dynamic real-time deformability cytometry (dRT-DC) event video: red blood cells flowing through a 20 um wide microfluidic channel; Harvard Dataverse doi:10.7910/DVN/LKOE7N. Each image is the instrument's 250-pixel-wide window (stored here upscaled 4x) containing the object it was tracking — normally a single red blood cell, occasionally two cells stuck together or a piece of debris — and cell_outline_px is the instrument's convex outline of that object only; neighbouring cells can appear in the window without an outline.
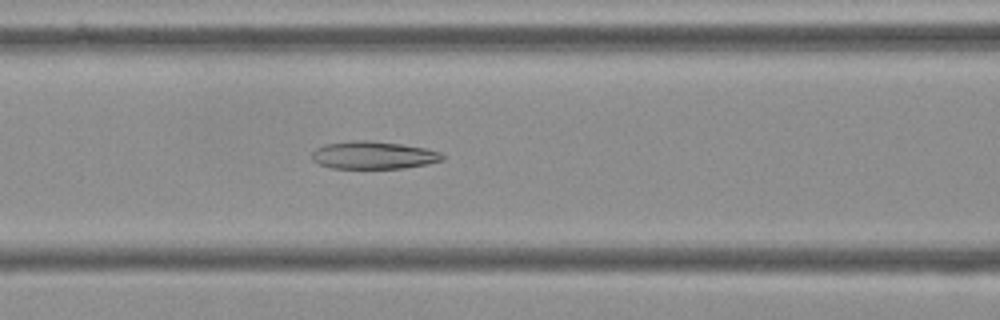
{"species": "Egyptian fruit bat (a non-hibernating species)", "species_latin": "Rousettus aegyptiacus", "temperature_condition": "cold", "stored_images_in_passage": 55, "camera_frame_rate_fps": 3000, "um_per_image_px": 0.085, "frame": {"image": 1, "passage_image": 23, "time_ms": 7.333, "image_size_px": [1000, 320], "cell_outline_px": [[444, 160], [428, 164], [404, 168], [332, 168], [320, 164], [312, 160], [312, 152], [316, 148], [324, 144], [352, 140], [368, 140], [400, 144], [428, 148], [440, 152], [444, 156]], "centroid_in_image_um": [31.76, 13.18], "position_along_channel_um": 134.8, "area_um2": 21.15}}
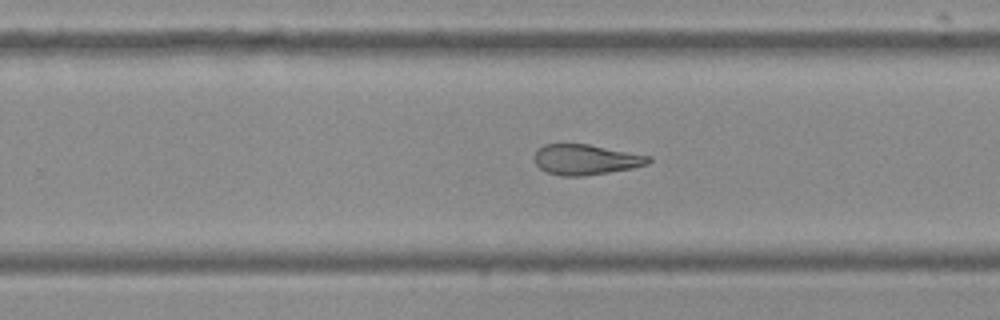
{"frame": {"image": 2, "passage_image": 35, "time_ms": 11.333, "image_size_px": [1000, 320], "cell_outline_px": [[652, 160], [648, 164], [632, 168], [584, 176], [560, 176], [548, 172], [540, 168], [536, 164], [536, 152], [544, 144], [588, 144], [652, 156]], "centroid_in_image_um": [49.83, 13.56], "position_along_channel_um": 280.0, "area_um2": 20.06}}
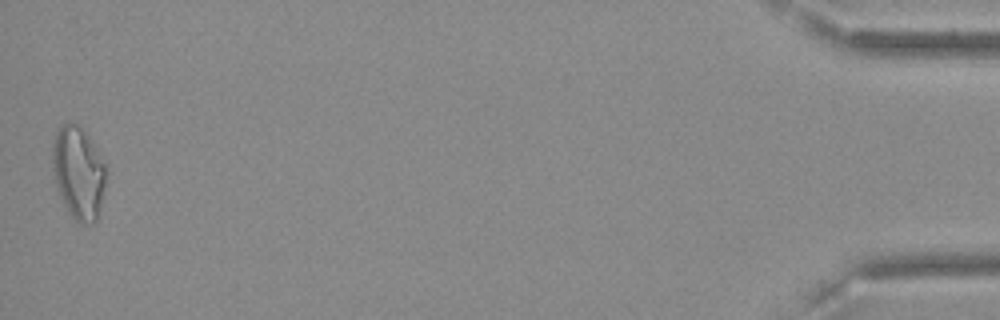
{"frame": {"image": 3, "passage_image": 55, "time_ms": 18.0, "image_size_px": [1000, 320], "cell_outline_px": [[104, 188], [96, 220], [92, 224], [80, 224], [68, 212], [56, 188], [52, 168], [52, 144], [56, 132], [64, 124], [76, 124], [84, 132], [96, 148], [104, 164]], "centroid_in_image_um": [6.62, 14.72], "position_along_channel_um": 428.6, "area_um2": 28.32}, "authors_computed_cell_mechanics": {"area_um2": 22.8888, "velocity_mm_per_s": 3.6343, "shape_relaxation_time_tau1_ms": null, "shape_relaxation_time_tau2_ms": 6.0116, "deformation_change_tau1": null, "deformation_change_tau2": 0.1593}}